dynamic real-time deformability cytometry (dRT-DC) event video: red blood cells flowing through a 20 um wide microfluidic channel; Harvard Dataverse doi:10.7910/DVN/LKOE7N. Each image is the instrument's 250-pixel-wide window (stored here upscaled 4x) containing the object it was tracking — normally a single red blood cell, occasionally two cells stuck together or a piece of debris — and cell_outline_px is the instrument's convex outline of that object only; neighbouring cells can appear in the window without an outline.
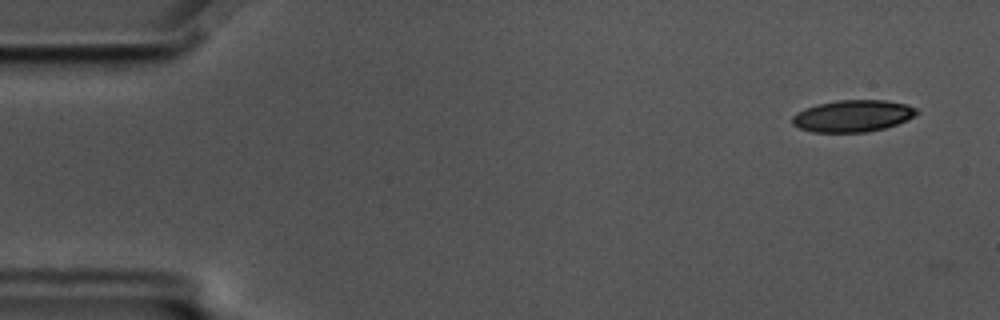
{"species": "common noctule bat (a hibernating species)", "species_latin": "Nyctalus noctula", "temperature_condition": "cold", "stored_images_in_passage": 8, "camera_frame_rate_fps": 3000, "um_per_image_px": 0.085, "animal": {"sex": "male", "body_mass_g": 17.5, "forearm_length_mm": 52.3}, "frame": {"image": 1, "passage_image": 3, "time_ms": 0.667, "image_size_px": [1000, 320], "cell_outline_px": [[920, 112], [916, 116], [896, 124], [884, 128], [868, 132], [812, 132], [800, 128], [792, 124], [792, 116], [796, 112], [816, 104], [836, 100], [884, 100], [908, 104], [916, 108]], "centroid_in_image_um": [72.49, 9.85], "position_along_channel_um": 12.5, "area_um2": 23.24}}